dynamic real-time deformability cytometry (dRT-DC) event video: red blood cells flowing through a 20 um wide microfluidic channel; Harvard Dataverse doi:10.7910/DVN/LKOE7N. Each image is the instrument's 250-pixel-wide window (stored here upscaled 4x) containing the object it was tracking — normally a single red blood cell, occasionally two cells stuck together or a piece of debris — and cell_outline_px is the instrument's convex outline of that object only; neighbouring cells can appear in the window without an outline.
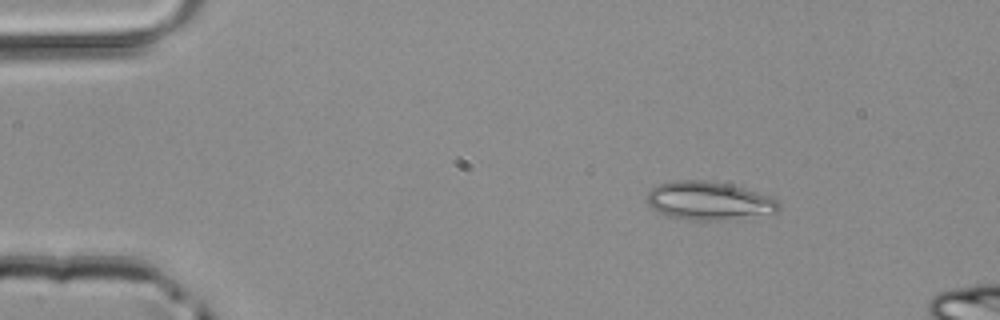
{"species": "common noctule bat (a hibernating species)", "species_latin": "Nyctalus noctula", "temperature_condition": "room temperature", "stored_images_in_passage": 15, "camera_frame_rate_fps": 3000, "um_per_image_px": 0.085, "animal": {"sex": "male", "body_mass_g": 20.4}, "frame": {"image": 1, "passage_image": 7, "time_ms": 2.0, "image_size_px": [1000, 320], "cell_outline_px": [[780, 208], [776, 212], [724, 220], [684, 220], [668, 216], [652, 208], [648, 204], [644, 196], [652, 188], [660, 184], [672, 180], [704, 180], [728, 184], [744, 188], [768, 196], [776, 200], [780, 204]], "centroid_in_image_um": [60.19, 17.07], "position_along_channel_um": 24.8, "area_um2": 29.36}}